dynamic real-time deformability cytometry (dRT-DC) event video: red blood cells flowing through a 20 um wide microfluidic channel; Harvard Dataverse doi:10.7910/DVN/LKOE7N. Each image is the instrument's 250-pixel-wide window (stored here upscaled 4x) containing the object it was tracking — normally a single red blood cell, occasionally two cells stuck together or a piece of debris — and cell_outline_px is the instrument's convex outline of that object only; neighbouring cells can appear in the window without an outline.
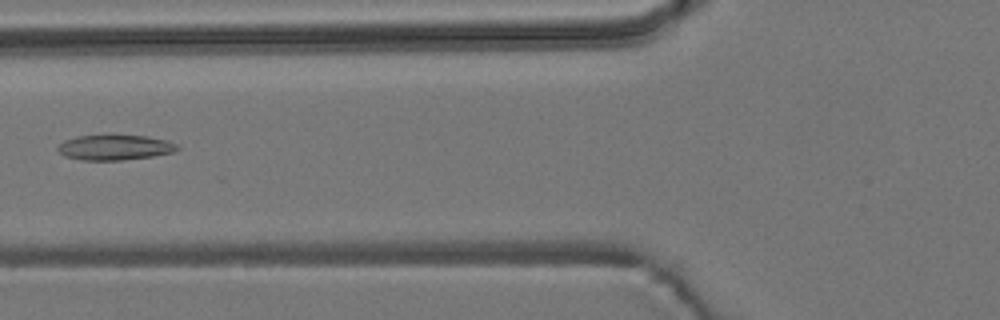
{"species": "common noctule bat (a hibernating species)", "species_latin": "Nyctalus noctula", "temperature_condition": "room temperature", "stored_images_in_passage": 4, "camera_frame_rate_fps": 3000, "um_per_image_px": 0.085, "animal": {"sex": "male", "body_mass_g": 19.2, "forearm_length_mm": 51.8}, "frame": {"image": 1, "passage_image": 3, "time_ms": 0.667, "image_size_px": [1000, 320], "cell_outline_px": [[180, 148], [172, 152], [152, 156], [120, 160], [84, 160], [64, 156], [56, 148], [64, 140], [76, 136], [144, 136], [168, 140], [176, 144]], "centroid_in_image_um": [9.74, 12.54], "position_along_channel_um": 116.1, "area_um2": 17.22}}
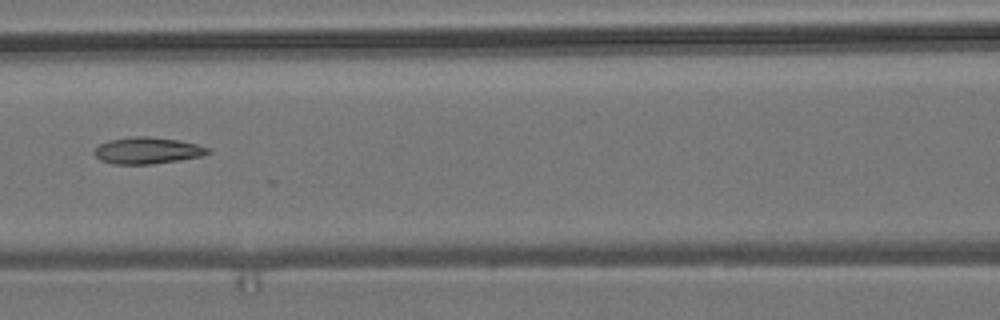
{"frame": {"image": 2, "passage_image": 4, "time_ms": 1.0, "image_size_px": [1000, 320], "cell_outline_px": [[212, 152], [200, 156], [180, 160], [152, 164], [112, 164], [100, 160], [92, 152], [100, 144], [108, 140], [132, 136], [148, 136], [180, 140], [212, 148]], "centroid_in_image_um": [12.54, 12.79], "position_along_channel_um": 154.1, "area_um2": 17.8}}